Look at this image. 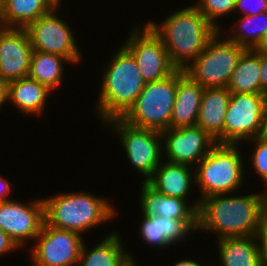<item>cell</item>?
Returning a JSON list of instances; mask_svg holds the SVG:
<instances>
[{
    "mask_svg": "<svg viewBox=\"0 0 267 266\" xmlns=\"http://www.w3.org/2000/svg\"><path fill=\"white\" fill-rule=\"evenodd\" d=\"M244 189L240 194L213 195L201 199L197 211V232L211 233L216 241L256 235L263 221L264 189L243 194Z\"/></svg>",
    "mask_w": 267,
    "mask_h": 266,
    "instance_id": "1",
    "label": "cell"
},
{
    "mask_svg": "<svg viewBox=\"0 0 267 266\" xmlns=\"http://www.w3.org/2000/svg\"><path fill=\"white\" fill-rule=\"evenodd\" d=\"M175 9L160 23H145L163 41L171 64L185 70L219 30L192 3Z\"/></svg>",
    "mask_w": 267,
    "mask_h": 266,
    "instance_id": "2",
    "label": "cell"
},
{
    "mask_svg": "<svg viewBox=\"0 0 267 266\" xmlns=\"http://www.w3.org/2000/svg\"><path fill=\"white\" fill-rule=\"evenodd\" d=\"M101 69L94 111L103 125L110 119L121 118L134 104L146 82L134 56L123 44L114 50Z\"/></svg>",
    "mask_w": 267,
    "mask_h": 266,
    "instance_id": "3",
    "label": "cell"
},
{
    "mask_svg": "<svg viewBox=\"0 0 267 266\" xmlns=\"http://www.w3.org/2000/svg\"><path fill=\"white\" fill-rule=\"evenodd\" d=\"M45 222L57 229L80 234L89 232L118 217L119 209L105 196L91 192H59L43 197ZM117 215V216H116Z\"/></svg>",
    "mask_w": 267,
    "mask_h": 266,
    "instance_id": "4",
    "label": "cell"
},
{
    "mask_svg": "<svg viewBox=\"0 0 267 266\" xmlns=\"http://www.w3.org/2000/svg\"><path fill=\"white\" fill-rule=\"evenodd\" d=\"M240 147H243L242 144L240 146V144L216 143L196 165L195 191L196 193L199 191L197 196L200 200L213 195L238 193L242 190L245 180L249 179H245V175L250 172L246 171L247 159L245 160Z\"/></svg>",
    "mask_w": 267,
    "mask_h": 266,
    "instance_id": "5",
    "label": "cell"
},
{
    "mask_svg": "<svg viewBox=\"0 0 267 266\" xmlns=\"http://www.w3.org/2000/svg\"><path fill=\"white\" fill-rule=\"evenodd\" d=\"M177 91V69L166 78L146 83L134 104L121 117L126 123L162 132L170 127Z\"/></svg>",
    "mask_w": 267,
    "mask_h": 266,
    "instance_id": "6",
    "label": "cell"
},
{
    "mask_svg": "<svg viewBox=\"0 0 267 266\" xmlns=\"http://www.w3.org/2000/svg\"><path fill=\"white\" fill-rule=\"evenodd\" d=\"M245 50L218 31L184 73L203 88L227 87Z\"/></svg>",
    "mask_w": 267,
    "mask_h": 266,
    "instance_id": "7",
    "label": "cell"
},
{
    "mask_svg": "<svg viewBox=\"0 0 267 266\" xmlns=\"http://www.w3.org/2000/svg\"><path fill=\"white\" fill-rule=\"evenodd\" d=\"M105 127L116 134L126 155V160L137 174H141V182H146L163 161V139L159 131L132 126L121 118L106 121Z\"/></svg>",
    "mask_w": 267,
    "mask_h": 266,
    "instance_id": "8",
    "label": "cell"
},
{
    "mask_svg": "<svg viewBox=\"0 0 267 266\" xmlns=\"http://www.w3.org/2000/svg\"><path fill=\"white\" fill-rule=\"evenodd\" d=\"M61 6L56 5L50 12L41 16L29 24L27 32L33 50L61 55L70 64H81L82 48L79 47L76 39V32L73 31L66 18L60 17ZM74 34V35H73Z\"/></svg>",
    "mask_w": 267,
    "mask_h": 266,
    "instance_id": "9",
    "label": "cell"
},
{
    "mask_svg": "<svg viewBox=\"0 0 267 266\" xmlns=\"http://www.w3.org/2000/svg\"><path fill=\"white\" fill-rule=\"evenodd\" d=\"M143 23L135 22L122 44L134 56L143 80L149 83L166 78L176 68L171 64L163 41Z\"/></svg>",
    "mask_w": 267,
    "mask_h": 266,
    "instance_id": "10",
    "label": "cell"
},
{
    "mask_svg": "<svg viewBox=\"0 0 267 266\" xmlns=\"http://www.w3.org/2000/svg\"><path fill=\"white\" fill-rule=\"evenodd\" d=\"M266 94L231 93L224 118L223 144H243L260 136Z\"/></svg>",
    "mask_w": 267,
    "mask_h": 266,
    "instance_id": "11",
    "label": "cell"
},
{
    "mask_svg": "<svg viewBox=\"0 0 267 266\" xmlns=\"http://www.w3.org/2000/svg\"><path fill=\"white\" fill-rule=\"evenodd\" d=\"M85 240L76 232L57 229L44 222L34 245L26 251L32 266H77Z\"/></svg>",
    "mask_w": 267,
    "mask_h": 266,
    "instance_id": "12",
    "label": "cell"
},
{
    "mask_svg": "<svg viewBox=\"0 0 267 266\" xmlns=\"http://www.w3.org/2000/svg\"><path fill=\"white\" fill-rule=\"evenodd\" d=\"M37 198H32L26 203L15 198L0 202V229L21 250L28 245L30 248L45 222L44 201L43 198Z\"/></svg>",
    "mask_w": 267,
    "mask_h": 266,
    "instance_id": "13",
    "label": "cell"
},
{
    "mask_svg": "<svg viewBox=\"0 0 267 266\" xmlns=\"http://www.w3.org/2000/svg\"><path fill=\"white\" fill-rule=\"evenodd\" d=\"M163 160L193 168L210 152L216 141L201 127L171 128L161 132Z\"/></svg>",
    "mask_w": 267,
    "mask_h": 266,
    "instance_id": "14",
    "label": "cell"
},
{
    "mask_svg": "<svg viewBox=\"0 0 267 266\" xmlns=\"http://www.w3.org/2000/svg\"><path fill=\"white\" fill-rule=\"evenodd\" d=\"M140 216L139 238L153 249L160 248L159 251L171 248L173 245L177 247V244H185L183 241L188 242L190 236L197 232V219H167L158 215Z\"/></svg>",
    "mask_w": 267,
    "mask_h": 266,
    "instance_id": "15",
    "label": "cell"
},
{
    "mask_svg": "<svg viewBox=\"0 0 267 266\" xmlns=\"http://www.w3.org/2000/svg\"><path fill=\"white\" fill-rule=\"evenodd\" d=\"M33 52L25 29L0 26V76L8 82L28 77Z\"/></svg>",
    "mask_w": 267,
    "mask_h": 266,
    "instance_id": "16",
    "label": "cell"
},
{
    "mask_svg": "<svg viewBox=\"0 0 267 266\" xmlns=\"http://www.w3.org/2000/svg\"><path fill=\"white\" fill-rule=\"evenodd\" d=\"M146 183L164 196L188 201L198 211L200 205L198 196L194 200L189 198H192L194 193L192 189L196 186L195 168L163 160Z\"/></svg>",
    "mask_w": 267,
    "mask_h": 266,
    "instance_id": "17",
    "label": "cell"
},
{
    "mask_svg": "<svg viewBox=\"0 0 267 266\" xmlns=\"http://www.w3.org/2000/svg\"><path fill=\"white\" fill-rule=\"evenodd\" d=\"M108 233L92 249L83 243L77 266H128L137 261L133 251L125 248L121 232Z\"/></svg>",
    "mask_w": 267,
    "mask_h": 266,
    "instance_id": "18",
    "label": "cell"
},
{
    "mask_svg": "<svg viewBox=\"0 0 267 266\" xmlns=\"http://www.w3.org/2000/svg\"><path fill=\"white\" fill-rule=\"evenodd\" d=\"M204 88L193 81L184 70L177 69V91L170 127L196 126Z\"/></svg>",
    "mask_w": 267,
    "mask_h": 266,
    "instance_id": "19",
    "label": "cell"
},
{
    "mask_svg": "<svg viewBox=\"0 0 267 266\" xmlns=\"http://www.w3.org/2000/svg\"><path fill=\"white\" fill-rule=\"evenodd\" d=\"M52 91L29 77L16 79L8 85V104L22 116H43Z\"/></svg>",
    "mask_w": 267,
    "mask_h": 266,
    "instance_id": "20",
    "label": "cell"
},
{
    "mask_svg": "<svg viewBox=\"0 0 267 266\" xmlns=\"http://www.w3.org/2000/svg\"><path fill=\"white\" fill-rule=\"evenodd\" d=\"M140 185L139 214L144 217L161 216L167 219H197V210L186 200L156 192L146 182ZM140 198V199H139Z\"/></svg>",
    "mask_w": 267,
    "mask_h": 266,
    "instance_id": "21",
    "label": "cell"
},
{
    "mask_svg": "<svg viewBox=\"0 0 267 266\" xmlns=\"http://www.w3.org/2000/svg\"><path fill=\"white\" fill-rule=\"evenodd\" d=\"M231 92L227 87L204 88L196 126L206 131L216 143L223 144V125Z\"/></svg>",
    "mask_w": 267,
    "mask_h": 266,
    "instance_id": "22",
    "label": "cell"
},
{
    "mask_svg": "<svg viewBox=\"0 0 267 266\" xmlns=\"http://www.w3.org/2000/svg\"><path fill=\"white\" fill-rule=\"evenodd\" d=\"M56 5L53 0H2L0 26L25 29L33 21L50 12Z\"/></svg>",
    "mask_w": 267,
    "mask_h": 266,
    "instance_id": "23",
    "label": "cell"
},
{
    "mask_svg": "<svg viewBox=\"0 0 267 266\" xmlns=\"http://www.w3.org/2000/svg\"><path fill=\"white\" fill-rule=\"evenodd\" d=\"M218 266H262L256 236L227 237L214 241Z\"/></svg>",
    "mask_w": 267,
    "mask_h": 266,
    "instance_id": "24",
    "label": "cell"
},
{
    "mask_svg": "<svg viewBox=\"0 0 267 266\" xmlns=\"http://www.w3.org/2000/svg\"><path fill=\"white\" fill-rule=\"evenodd\" d=\"M69 63L61 55L33 50L28 77L54 92L64 84V74H66L64 64Z\"/></svg>",
    "mask_w": 267,
    "mask_h": 266,
    "instance_id": "25",
    "label": "cell"
},
{
    "mask_svg": "<svg viewBox=\"0 0 267 266\" xmlns=\"http://www.w3.org/2000/svg\"><path fill=\"white\" fill-rule=\"evenodd\" d=\"M261 52L246 49L241 55L228 82V90L232 93L261 94L260 85Z\"/></svg>",
    "mask_w": 267,
    "mask_h": 266,
    "instance_id": "26",
    "label": "cell"
},
{
    "mask_svg": "<svg viewBox=\"0 0 267 266\" xmlns=\"http://www.w3.org/2000/svg\"><path fill=\"white\" fill-rule=\"evenodd\" d=\"M239 17L236 21L233 19L234 22L229 26V29L226 31L221 29L220 31L238 45L244 46L246 49H255L267 33V12Z\"/></svg>",
    "mask_w": 267,
    "mask_h": 266,
    "instance_id": "27",
    "label": "cell"
},
{
    "mask_svg": "<svg viewBox=\"0 0 267 266\" xmlns=\"http://www.w3.org/2000/svg\"><path fill=\"white\" fill-rule=\"evenodd\" d=\"M248 142V145H246ZM253 142V143H252ZM251 143V144H250ZM244 146H252V150L249 151L251 155L246 154V158L249 157V163H246V170L248 171L251 165V171L253 169L252 173H255V176L253 177H259L258 182H260V185L264 184L262 188L266 189L267 188V138H264L262 136H257L251 140H248L243 143ZM248 155V156H247ZM249 165V166H248ZM262 181V183H261Z\"/></svg>",
    "mask_w": 267,
    "mask_h": 266,
    "instance_id": "28",
    "label": "cell"
},
{
    "mask_svg": "<svg viewBox=\"0 0 267 266\" xmlns=\"http://www.w3.org/2000/svg\"><path fill=\"white\" fill-rule=\"evenodd\" d=\"M216 28L224 29L220 20L234 14L236 0H195L192 3Z\"/></svg>",
    "mask_w": 267,
    "mask_h": 266,
    "instance_id": "29",
    "label": "cell"
},
{
    "mask_svg": "<svg viewBox=\"0 0 267 266\" xmlns=\"http://www.w3.org/2000/svg\"><path fill=\"white\" fill-rule=\"evenodd\" d=\"M265 12H267V0H236L235 16H254Z\"/></svg>",
    "mask_w": 267,
    "mask_h": 266,
    "instance_id": "30",
    "label": "cell"
},
{
    "mask_svg": "<svg viewBox=\"0 0 267 266\" xmlns=\"http://www.w3.org/2000/svg\"><path fill=\"white\" fill-rule=\"evenodd\" d=\"M262 266H267V222H261L256 233Z\"/></svg>",
    "mask_w": 267,
    "mask_h": 266,
    "instance_id": "31",
    "label": "cell"
},
{
    "mask_svg": "<svg viewBox=\"0 0 267 266\" xmlns=\"http://www.w3.org/2000/svg\"><path fill=\"white\" fill-rule=\"evenodd\" d=\"M14 251H21V249L16 245V243L0 229V258L3 255L14 253Z\"/></svg>",
    "mask_w": 267,
    "mask_h": 266,
    "instance_id": "32",
    "label": "cell"
},
{
    "mask_svg": "<svg viewBox=\"0 0 267 266\" xmlns=\"http://www.w3.org/2000/svg\"><path fill=\"white\" fill-rule=\"evenodd\" d=\"M11 185L12 182L9 179H6V176H0V202L14 199L13 197L9 196L11 194L10 192L13 190Z\"/></svg>",
    "mask_w": 267,
    "mask_h": 266,
    "instance_id": "33",
    "label": "cell"
},
{
    "mask_svg": "<svg viewBox=\"0 0 267 266\" xmlns=\"http://www.w3.org/2000/svg\"><path fill=\"white\" fill-rule=\"evenodd\" d=\"M261 94H267V53L261 52V69H260Z\"/></svg>",
    "mask_w": 267,
    "mask_h": 266,
    "instance_id": "34",
    "label": "cell"
},
{
    "mask_svg": "<svg viewBox=\"0 0 267 266\" xmlns=\"http://www.w3.org/2000/svg\"><path fill=\"white\" fill-rule=\"evenodd\" d=\"M8 85L9 82L5 79H3L0 76V110H2V106L3 108L5 107L4 104L8 105Z\"/></svg>",
    "mask_w": 267,
    "mask_h": 266,
    "instance_id": "35",
    "label": "cell"
},
{
    "mask_svg": "<svg viewBox=\"0 0 267 266\" xmlns=\"http://www.w3.org/2000/svg\"><path fill=\"white\" fill-rule=\"evenodd\" d=\"M204 257H206V255L203 257H200L199 260H197V259L195 260L194 258L193 259L192 258L186 259L188 257H185L184 259L181 258V259L177 260L178 262L176 261L175 263H172L169 266H204V261H205ZM201 261H203V262H201Z\"/></svg>",
    "mask_w": 267,
    "mask_h": 266,
    "instance_id": "36",
    "label": "cell"
},
{
    "mask_svg": "<svg viewBox=\"0 0 267 266\" xmlns=\"http://www.w3.org/2000/svg\"><path fill=\"white\" fill-rule=\"evenodd\" d=\"M260 136L267 138V94L263 107V121H262V130Z\"/></svg>",
    "mask_w": 267,
    "mask_h": 266,
    "instance_id": "37",
    "label": "cell"
},
{
    "mask_svg": "<svg viewBox=\"0 0 267 266\" xmlns=\"http://www.w3.org/2000/svg\"><path fill=\"white\" fill-rule=\"evenodd\" d=\"M257 52L267 53V33L262 38L261 42L255 48Z\"/></svg>",
    "mask_w": 267,
    "mask_h": 266,
    "instance_id": "38",
    "label": "cell"
},
{
    "mask_svg": "<svg viewBox=\"0 0 267 266\" xmlns=\"http://www.w3.org/2000/svg\"><path fill=\"white\" fill-rule=\"evenodd\" d=\"M263 220L267 222V192L265 190L263 195Z\"/></svg>",
    "mask_w": 267,
    "mask_h": 266,
    "instance_id": "39",
    "label": "cell"
},
{
    "mask_svg": "<svg viewBox=\"0 0 267 266\" xmlns=\"http://www.w3.org/2000/svg\"><path fill=\"white\" fill-rule=\"evenodd\" d=\"M57 5H61V3L63 2V0H53Z\"/></svg>",
    "mask_w": 267,
    "mask_h": 266,
    "instance_id": "40",
    "label": "cell"
},
{
    "mask_svg": "<svg viewBox=\"0 0 267 266\" xmlns=\"http://www.w3.org/2000/svg\"><path fill=\"white\" fill-rule=\"evenodd\" d=\"M138 262H132L130 265H128V266H139V264H137ZM140 266H141V264H140Z\"/></svg>",
    "mask_w": 267,
    "mask_h": 266,
    "instance_id": "41",
    "label": "cell"
},
{
    "mask_svg": "<svg viewBox=\"0 0 267 266\" xmlns=\"http://www.w3.org/2000/svg\"><path fill=\"white\" fill-rule=\"evenodd\" d=\"M207 263H208V262H206L204 266H217V264H216V265H214V263H213L212 265H210V264H207Z\"/></svg>",
    "mask_w": 267,
    "mask_h": 266,
    "instance_id": "42",
    "label": "cell"
}]
</instances>
